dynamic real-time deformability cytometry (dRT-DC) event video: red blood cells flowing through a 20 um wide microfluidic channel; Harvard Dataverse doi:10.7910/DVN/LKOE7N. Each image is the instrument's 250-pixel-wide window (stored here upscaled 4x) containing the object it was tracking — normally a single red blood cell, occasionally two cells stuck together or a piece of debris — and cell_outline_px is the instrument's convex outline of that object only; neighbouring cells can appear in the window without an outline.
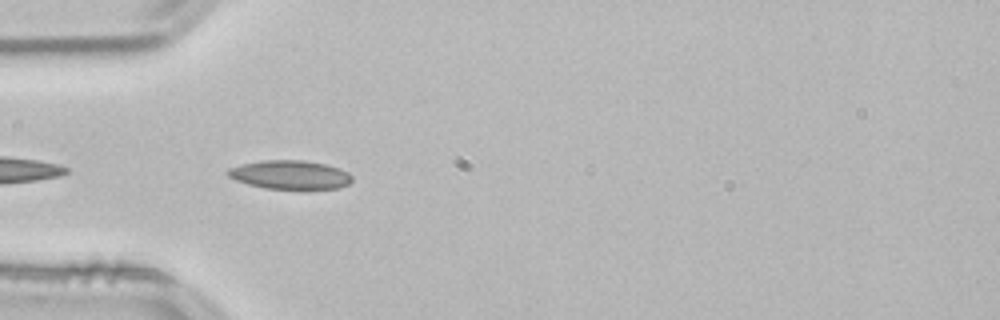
{"species": "common noctule bat (a hibernating species)", "species_latin": "Nyctalus noctula", "temperature_condition": "room temperature", "stored_images_in_passage": 10, "camera_frame_rate_fps": 3000, "um_per_image_px": 0.085, "animal": {"sex": "male", "body_mass_g": 21.5, "forearm_length_mm": 52.0}, "frame": {"image": 1, "passage_image": 2, "time_ms": 0.333, "image_size_px": [1000, 320], "cell_outline_px": [[352, 180], [348, 184], [340, 188], [264, 188], [248, 184], [236, 180], [228, 176], [224, 172], [228, 168], [260, 160], [304, 160], [324, 164], [348, 172], [352, 176]], "centroid_in_image_um": [24.62, 14.84], "position_along_channel_um": 60.4, "area_um2": 20.58}}